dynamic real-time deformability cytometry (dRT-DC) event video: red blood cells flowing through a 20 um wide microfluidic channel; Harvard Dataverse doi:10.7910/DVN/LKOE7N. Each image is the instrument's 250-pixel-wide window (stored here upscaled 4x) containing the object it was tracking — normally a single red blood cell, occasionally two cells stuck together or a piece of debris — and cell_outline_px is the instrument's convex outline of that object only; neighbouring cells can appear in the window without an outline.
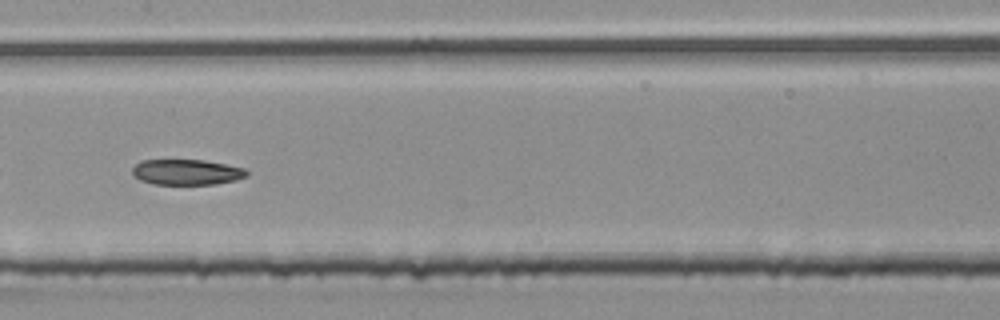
{"species": "common noctule bat (a hibernating species)", "species_latin": "Nyctalus noctula", "temperature_condition": "room temperature", "stored_images_in_passage": 56, "segment_of_instrument_passage": [2, 2], "camera_frame_rate_fps": 3000, "um_per_image_px": 0.085, "animal": {"sex": "male", "body_mass_g": 20.4}, "frame": {"image": 1, "passage_image": 29, "time_ms": 9.333, "image_size_px": [1000, 320], "cell_outline_px": [[248, 176], [236, 180], [216, 184], [152, 184], [140, 180], [132, 172], [132, 168], [140, 160], [204, 160], [244, 168], [248, 172]], "centroid_in_image_um": [15.87, 14.63], "position_along_channel_um": 191.5, "area_um2": 16.99}}
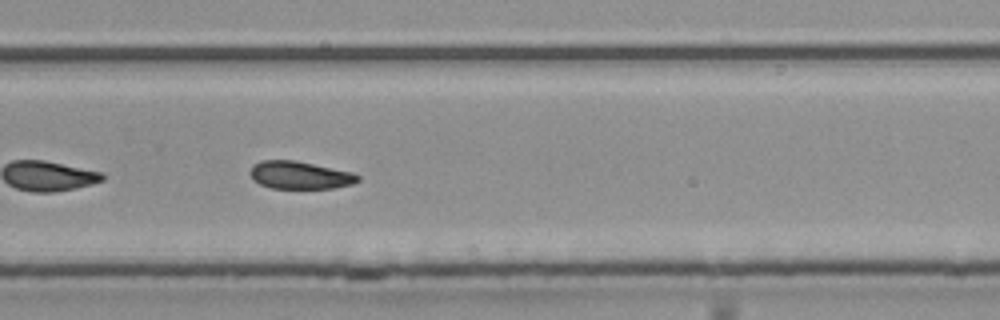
{"frame": {"image": 2, "passage_image": 38, "time_ms": 12.333, "image_size_px": [1000, 320], "cell_outline_px": [[360, 180], [352, 184], [332, 188], [272, 188], [260, 184], [252, 180], [248, 172], [252, 164], [260, 160], [296, 160], [352, 172], [360, 176]], "centroid_in_image_um": [25.44, 14.87], "position_along_channel_um": 304.4, "area_um2": 17.57}}
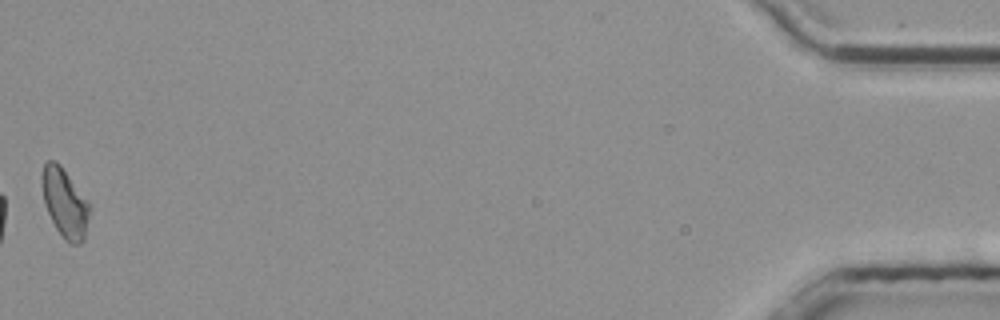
{"frame": {"image": 3, "passage_image": 56, "time_ms": 18.333, "image_size_px": [1000, 320], "cell_outline_px": [[88, 216], [84, 240], [80, 244], [68, 244], [64, 240], [56, 228], [44, 204], [40, 180], [40, 176], [44, 164], [48, 160], [56, 160], [60, 164], [88, 200]], "centroid_in_image_um": [5.47, 17.22], "position_along_channel_um": 429.7, "area_um2": 19.19}}